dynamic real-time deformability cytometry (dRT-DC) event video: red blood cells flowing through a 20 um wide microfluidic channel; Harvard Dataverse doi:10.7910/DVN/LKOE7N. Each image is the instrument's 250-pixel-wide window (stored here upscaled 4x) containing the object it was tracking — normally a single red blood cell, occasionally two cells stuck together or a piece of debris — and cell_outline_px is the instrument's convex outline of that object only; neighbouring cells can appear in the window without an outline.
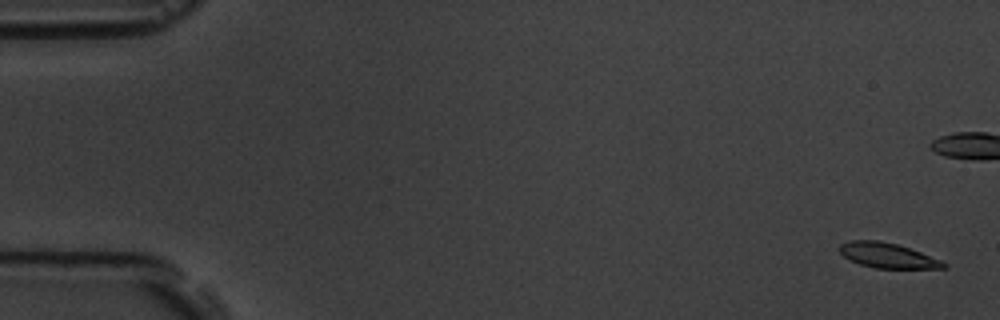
{"species": "common noctule bat (a hibernating species)", "species_latin": "Nyctalus noctula", "temperature_condition": "room temperature", "stored_images_in_passage": 11, "camera_frame_rate_fps": 3000, "um_per_image_px": 0.085, "animal": {"sex": "male", "body_mass_g": 19.5, "forearm_length_mm": 54.6}, "frame": {"image": 1, "passage_image": 1, "time_ms": 0.0, "image_size_px": [1000, 320], "cell_outline_px": [[948, 264], [944, 268], [876, 268], [860, 264], [844, 256], [840, 252], [840, 244], [852, 240], [880, 240], [896, 244], [920, 252], [940, 260]], "centroid_in_image_um": [75.44, 21.71], "position_along_channel_um": 9.6, "area_um2": 14.85}}